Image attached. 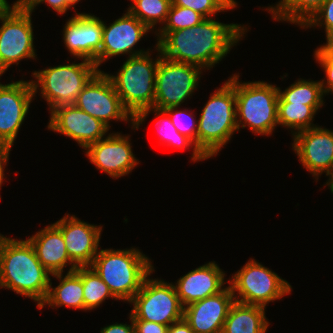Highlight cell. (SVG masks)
I'll return each instance as SVG.
<instances>
[{"label":"cell","instance_id":"obj_1","mask_svg":"<svg viewBox=\"0 0 333 333\" xmlns=\"http://www.w3.org/2000/svg\"><path fill=\"white\" fill-rule=\"evenodd\" d=\"M246 30L241 24H223L205 18L190 28L159 31L156 45L162 56L170 60L209 70L230 52Z\"/></svg>","mask_w":333,"mask_h":333},{"label":"cell","instance_id":"obj_2","mask_svg":"<svg viewBox=\"0 0 333 333\" xmlns=\"http://www.w3.org/2000/svg\"><path fill=\"white\" fill-rule=\"evenodd\" d=\"M49 274L28 239L19 241L0 234L1 288L33 299L39 308L48 293Z\"/></svg>","mask_w":333,"mask_h":333},{"label":"cell","instance_id":"obj_3","mask_svg":"<svg viewBox=\"0 0 333 333\" xmlns=\"http://www.w3.org/2000/svg\"><path fill=\"white\" fill-rule=\"evenodd\" d=\"M108 285L115 300L129 303L153 273L151 261L139 249H99L90 266Z\"/></svg>","mask_w":333,"mask_h":333},{"label":"cell","instance_id":"obj_4","mask_svg":"<svg viewBox=\"0 0 333 333\" xmlns=\"http://www.w3.org/2000/svg\"><path fill=\"white\" fill-rule=\"evenodd\" d=\"M197 121V149L208 159L217 155L238 130L235 75L210 96Z\"/></svg>","mask_w":333,"mask_h":333},{"label":"cell","instance_id":"obj_5","mask_svg":"<svg viewBox=\"0 0 333 333\" xmlns=\"http://www.w3.org/2000/svg\"><path fill=\"white\" fill-rule=\"evenodd\" d=\"M235 97L238 130L247 125L255 134L270 135L278 126L276 85L264 81L241 83L235 74Z\"/></svg>","mask_w":333,"mask_h":333},{"label":"cell","instance_id":"obj_6","mask_svg":"<svg viewBox=\"0 0 333 333\" xmlns=\"http://www.w3.org/2000/svg\"><path fill=\"white\" fill-rule=\"evenodd\" d=\"M154 61L147 52L128 57L116 76L107 74L119 95L123 106L134 117L141 109L153 108L155 99L156 71L161 51Z\"/></svg>","mask_w":333,"mask_h":333},{"label":"cell","instance_id":"obj_7","mask_svg":"<svg viewBox=\"0 0 333 333\" xmlns=\"http://www.w3.org/2000/svg\"><path fill=\"white\" fill-rule=\"evenodd\" d=\"M82 60L81 63L49 67L32 73L37 80H31L34 93L41 89V96L48 102L50 111L64 105H74L84 86L100 71L95 63Z\"/></svg>","mask_w":333,"mask_h":333},{"label":"cell","instance_id":"obj_8","mask_svg":"<svg viewBox=\"0 0 333 333\" xmlns=\"http://www.w3.org/2000/svg\"><path fill=\"white\" fill-rule=\"evenodd\" d=\"M226 283H229L236 302L265 308L269 302L281 299L292 290L286 280L254 259H250Z\"/></svg>","mask_w":333,"mask_h":333},{"label":"cell","instance_id":"obj_9","mask_svg":"<svg viewBox=\"0 0 333 333\" xmlns=\"http://www.w3.org/2000/svg\"><path fill=\"white\" fill-rule=\"evenodd\" d=\"M145 278L141 289L130 303L132 320H145L170 326L183 319L182 306L174 284L163 280Z\"/></svg>","mask_w":333,"mask_h":333},{"label":"cell","instance_id":"obj_10","mask_svg":"<svg viewBox=\"0 0 333 333\" xmlns=\"http://www.w3.org/2000/svg\"><path fill=\"white\" fill-rule=\"evenodd\" d=\"M31 14L21 3L0 14V76L22 59H35Z\"/></svg>","mask_w":333,"mask_h":333},{"label":"cell","instance_id":"obj_11","mask_svg":"<svg viewBox=\"0 0 333 333\" xmlns=\"http://www.w3.org/2000/svg\"><path fill=\"white\" fill-rule=\"evenodd\" d=\"M202 69L161 54L155 80L154 108L179 107L197 89Z\"/></svg>","mask_w":333,"mask_h":333},{"label":"cell","instance_id":"obj_12","mask_svg":"<svg viewBox=\"0 0 333 333\" xmlns=\"http://www.w3.org/2000/svg\"><path fill=\"white\" fill-rule=\"evenodd\" d=\"M74 105L110 128V120L131 121L134 117L123 106L107 73L98 71L79 93Z\"/></svg>","mask_w":333,"mask_h":333},{"label":"cell","instance_id":"obj_13","mask_svg":"<svg viewBox=\"0 0 333 333\" xmlns=\"http://www.w3.org/2000/svg\"><path fill=\"white\" fill-rule=\"evenodd\" d=\"M34 96L31 81L0 83V143L12 148Z\"/></svg>","mask_w":333,"mask_h":333},{"label":"cell","instance_id":"obj_14","mask_svg":"<svg viewBox=\"0 0 333 333\" xmlns=\"http://www.w3.org/2000/svg\"><path fill=\"white\" fill-rule=\"evenodd\" d=\"M293 145L302 166L319 179L333 174V131L317 126L293 134Z\"/></svg>","mask_w":333,"mask_h":333},{"label":"cell","instance_id":"obj_15","mask_svg":"<svg viewBox=\"0 0 333 333\" xmlns=\"http://www.w3.org/2000/svg\"><path fill=\"white\" fill-rule=\"evenodd\" d=\"M49 129L72 138L83 149L103 139L109 130L100 120L75 105H64L52 110Z\"/></svg>","mask_w":333,"mask_h":333},{"label":"cell","instance_id":"obj_16","mask_svg":"<svg viewBox=\"0 0 333 333\" xmlns=\"http://www.w3.org/2000/svg\"><path fill=\"white\" fill-rule=\"evenodd\" d=\"M129 136L120 133L109 134L104 139L89 145L86 155L98 170L112 178L128 175L139 164L133 155Z\"/></svg>","mask_w":333,"mask_h":333},{"label":"cell","instance_id":"obj_17","mask_svg":"<svg viewBox=\"0 0 333 333\" xmlns=\"http://www.w3.org/2000/svg\"><path fill=\"white\" fill-rule=\"evenodd\" d=\"M149 28L133 16L128 10L121 18L106 26L103 21V36L97 69L102 62L113 56L129 54V57L145 54L147 51L134 50L140 39L147 35Z\"/></svg>","mask_w":333,"mask_h":333},{"label":"cell","instance_id":"obj_18","mask_svg":"<svg viewBox=\"0 0 333 333\" xmlns=\"http://www.w3.org/2000/svg\"><path fill=\"white\" fill-rule=\"evenodd\" d=\"M53 224L62 232L71 261L77 267L91 266L99 250L102 226L83 222L69 214Z\"/></svg>","mask_w":333,"mask_h":333},{"label":"cell","instance_id":"obj_19","mask_svg":"<svg viewBox=\"0 0 333 333\" xmlns=\"http://www.w3.org/2000/svg\"><path fill=\"white\" fill-rule=\"evenodd\" d=\"M65 47L74 57L95 63L101 50L103 21L92 14L76 13L63 30Z\"/></svg>","mask_w":333,"mask_h":333},{"label":"cell","instance_id":"obj_20","mask_svg":"<svg viewBox=\"0 0 333 333\" xmlns=\"http://www.w3.org/2000/svg\"><path fill=\"white\" fill-rule=\"evenodd\" d=\"M235 302L231 287L184 307L183 318L195 333H222L231 305Z\"/></svg>","mask_w":333,"mask_h":333},{"label":"cell","instance_id":"obj_21","mask_svg":"<svg viewBox=\"0 0 333 333\" xmlns=\"http://www.w3.org/2000/svg\"><path fill=\"white\" fill-rule=\"evenodd\" d=\"M225 273L214 262L202 265L180 277L174 285L183 307L216 295L225 289Z\"/></svg>","mask_w":333,"mask_h":333},{"label":"cell","instance_id":"obj_22","mask_svg":"<svg viewBox=\"0 0 333 333\" xmlns=\"http://www.w3.org/2000/svg\"><path fill=\"white\" fill-rule=\"evenodd\" d=\"M27 239L33 246L42 266L51 274L63 273L67 264L71 265L68 272L77 268L67 253L62 232L54 224L41 229Z\"/></svg>","mask_w":333,"mask_h":333},{"label":"cell","instance_id":"obj_23","mask_svg":"<svg viewBox=\"0 0 333 333\" xmlns=\"http://www.w3.org/2000/svg\"><path fill=\"white\" fill-rule=\"evenodd\" d=\"M265 307L234 302L224 322L222 333H266L269 322Z\"/></svg>","mask_w":333,"mask_h":333},{"label":"cell","instance_id":"obj_24","mask_svg":"<svg viewBox=\"0 0 333 333\" xmlns=\"http://www.w3.org/2000/svg\"><path fill=\"white\" fill-rule=\"evenodd\" d=\"M51 276L58 278L60 283L53 288L50 279L47 296L39 309L47 304L53 308L66 306L85 310L83 284L80 275L74 270L67 272L65 276L62 273L51 274Z\"/></svg>","mask_w":333,"mask_h":333},{"label":"cell","instance_id":"obj_25","mask_svg":"<svg viewBox=\"0 0 333 333\" xmlns=\"http://www.w3.org/2000/svg\"><path fill=\"white\" fill-rule=\"evenodd\" d=\"M155 112L156 115V128L160 134V144L166 146H172L177 149H186L188 147H193V154L191 155L192 161H202L207 158L197 149L196 145L186 136L181 135L175 126L172 124L169 115L164 111L156 108H145L141 109L135 116L133 125L134 129H139L140 124L144 122L145 118L151 113ZM159 120H158V119Z\"/></svg>","mask_w":333,"mask_h":333},{"label":"cell","instance_id":"obj_26","mask_svg":"<svg viewBox=\"0 0 333 333\" xmlns=\"http://www.w3.org/2000/svg\"><path fill=\"white\" fill-rule=\"evenodd\" d=\"M326 0H280L267 10L276 21H286L303 27Z\"/></svg>","mask_w":333,"mask_h":333},{"label":"cell","instance_id":"obj_27","mask_svg":"<svg viewBox=\"0 0 333 333\" xmlns=\"http://www.w3.org/2000/svg\"><path fill=\"white\" fill-rule=\"evenodd\" d=\"M323 95L321 81L299 79L284 91L278 87V103H303L316 112L324 104Z\"/></svg>","mask_w":333,"mask_h":333},{"label":"cell","instance_id":"obj_28","mask_svg":"<svg viewBox=\"0 0 333 333\" xmlns=\"http://www.w3.org/2000/svg\"><path fill=\"white\" fill-rule=\"evenodd\" d=\"M75 271L82 278L85 311L97 308L106 298H115L108 285L90 266L77 267Z\"/></svg>","mask_w":333,"mask_h":333},{"label":"cell","instance_id":"obj_29","mask_svg":"<svg viewBox=\"0 0 333 333\" xmlns=\"http://www.w3.org/2000/svg\"><path fill=\"white\" fill-rule=\"evenodd\" d=\"M278 124L292 130V135L305 129L317 127L311 122L316 111L303 103H278ZM296 130V131H295Z\"/></svg>","mask_w":333,"mask_h":333},{"label":"cell","instance_id":"obj_30","mask_svg":"<svg viewBox=\"0 0 333 333\" xmlns=\"http://www.w3.org/2000/svg\"><path fill=\"white\" fill-rule=\"evenodd\" d=\"M133 4L128 11L150 30L160 22L165 23L171 0H131Z\"/></svg>","mask_w":333,"mask_h":333},{"label":"cell","instance_id":"obj_31","mask_svg":"<svg viewBox=\"0 0 333 333\" xmlns=\"http://www.w3.org/2000/svg\"><path fill=\"white\" fill-rule=\"evenodd\" d=\"M205 17L190 8L171 5L164 27L158 31H176L200 24Z\"/></svg>","mask_w":333,"mask_h":333},{"label":"cell","instance_id":"obj_32","mask_svg":"<svg viewBox=\"0 0 333 333\" xmlns=\"http://www.w3.org/2000/svg\"><path fill=\"white\" fill-rule=\"evenodd\" d=\"M171 5L190 8L205 18H212L217 12L237 7L235 0H171Z\"/></svg>","mask_w":333,"mask_h":333},{"label":"cell","instance_id":"obj_33","mask_svg":"<svg viewBox=\"0 0 333 333\" xmlns=\"http://www.w3.org/2000/svg\"><path fill=\"white\" fill-rule=\"evenodd\" d=\"M178 107H168L164 111L169 115L172 124L181 135L189 138L197 147L198 121H194V116L190 112L179 111Z\"/></svg>","mask_w":333,"mask_h":333},{"label":"cell","instance_id":"obj_34","mask_svg":"<svg viewBox=\"0 0 333 333\" xmlns=\"http://www.w3.org/2000/svg\"><path fill=\"white\" fill-rule=\"evenodd\" d=\"M312 26L324 27L326 41L333 35V0H326L321 8L302 28Z\"/></svg>","mask_w":333,"mask_h":333},{"label":"cell","instance_id":"obj_35","mask_svg":"<svg viewBox=\"0 0 333 333\" xmlns=\"http://www.w3.org/2000/svg\"><path fill=\"white\" fill-rule=\"evenodd\" d=\"M314 58L325 70L327 81H321L323 93L325 95L329 92L333 93V51L322 45L315 50Z\"/></svg>","mask_w":333,"mask_h":333},{"label":"cell","instance_id":"obj_36","mask_svg":"<svg viewBox=\"0 0 333 333\" xmlns=\"http://www.w3.org/2000/svg\"><path fill=\"white\" fill-rule=\"evenodd\" d=\"M48 3L53 10L57 11L58 14H64L69 9L66 5L64 0H19L28 11L31 13L33 12L35 7L40 3Z\"/></svg>","mask_w":333,"mask_h":333},{"label":"cell","instance_id":"obj_37","mask_svg":"<svg viewBox=\"0 0 333 333\" xmlns=\"http://www.w3.org/2000/svg\"><path fill=\"white\" fill-rule=\"evenodd\" d=\"M135 333H167L168 327L155 322L145 320H133Z\"/></svg>","mask_w":333,"mask_h":333},{"label":"cell","instance_id":"obj_38","mask_svg":"<svg viewBox=\"0 0 333 333\" xmlns=\"http://www.w3.org/2000/svg\"><path fill=\"white\" fill-rule=\"evenodd\" d=\"M131 324L116 323L106 326L100 330V333H135V325L130 314Z\"/></svg>","mask_w":333,"mask_h":333},{"label":"cell","instance_id":"obj_39","mask_svg":"<svg viewBox=\"0 0 333 333\" xmlns=\"http://www.w3.org/2000/svg\"><path fill=\"white\" fill-rule=\"evenodd\" d=\"M10 151H11V147H9L3 143H0V189H1L4 178H6V177H4L5 176L4 169H5V166L7 165L6 163H8L7 161L9 160ZM0 199H1V197H0Z\"/></svg>","mask_w":333,"mask_h":333},{"label":"cell","instance_id":"obj_40","mask_svg":"<svg viewBox=\"0 0 333 333\" xmlns=\"http://www.w3.org/2000/svg\"><path fill=\"white\" fill-rule=\"evenodd\" d=\"M167 333H195V332L183 318L180 321L172 323L168 327Z\"/></svg>","mask_w":333,"mask_h":333},{"label":"cell","instance_id":"obj_41","mask_svg":"<svg viewBox=\"0 0 333 333\" xmlns=\"http://www.w3.org/2000/svg\"><path fill=\"white\" fill-rule=\"evenodd\" d=\"M18 3H19V0L14 2V4H12V7H11L8 4L7 0H0V14H4V13L12 10Z\"/></svg>","mask_w":333,"mask_h":333},{"label":"cell","instance_id":"obj_42","mask_svg":"<svg viewBox=\"0 0 333 333\" xmlns=\"http://www.w3.org/2000/svg\"><path fill=\"white\" fill-rule=\"evenodd\" d=\"M325 46L333 51V35L327 40Z\"/></svg>","mask_w":333,"mask_h":333},{"label":"cell","instance_id":"obj_43","mask_svg":"<svg viewBox=\"0 0 333 333\" xmlns=\"http://www.w3.org/2000/svg\"><path fill=\"white\" fill-rule=\"evenodd\" d=\"M80 0H64L65 5L70 8L73 5H75L76 3H78Z\"/></svg>","mask_w":333,"mask_h":333},{"label":"cell","instance_id":"obj_44","mask_svg":"<svg viewBox=\"0 0 333 333\" xmlns=\"http://www.w3.org/2000/svg\"><path fill=\"white\" fill-rule=\"evenodd\" d=\"M326 185H328V187H330L329 189L331 190V192L333 193V174L329 177L328 182L326 183Z\"/></svg>","mask_w":333,"mask_h":333}]
</instances>
